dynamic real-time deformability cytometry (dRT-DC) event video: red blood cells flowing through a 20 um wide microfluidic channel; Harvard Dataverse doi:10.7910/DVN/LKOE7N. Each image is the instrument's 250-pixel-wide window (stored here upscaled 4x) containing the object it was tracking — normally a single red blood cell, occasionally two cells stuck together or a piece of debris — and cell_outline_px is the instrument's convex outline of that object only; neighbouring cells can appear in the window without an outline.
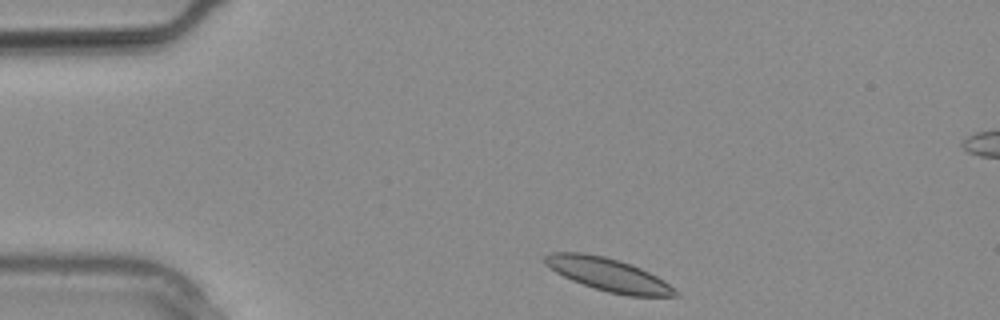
{"species": "common noctule bat (a hibernating species)", "species_latin": "Nyctalus noctula", "temperature_condition": "warm", "stored_images_in_passage": 9, "camera_frame_rate_fps": 3000, "um_per_image_px": 0.085, "animal": {"sex": "male", "body_mass_g": 20.4}, "frame": {"image": 1, "passage_image": 1, "time_ms": 0.0, "image_size_px": [1000, 320], "cell_outline_px": [[680, 296], [628, 296], [608, 292], [572, 280], [556, 272], [544, 260], [544, 256], [552, 252], [584, 252], [604, 256], [620, 260], [632, 264], [664, 280]], "centroid_in_image_um": [51.71, 23.33], "position_along_channel_um": 33.3, "area_um2": 24.68}}